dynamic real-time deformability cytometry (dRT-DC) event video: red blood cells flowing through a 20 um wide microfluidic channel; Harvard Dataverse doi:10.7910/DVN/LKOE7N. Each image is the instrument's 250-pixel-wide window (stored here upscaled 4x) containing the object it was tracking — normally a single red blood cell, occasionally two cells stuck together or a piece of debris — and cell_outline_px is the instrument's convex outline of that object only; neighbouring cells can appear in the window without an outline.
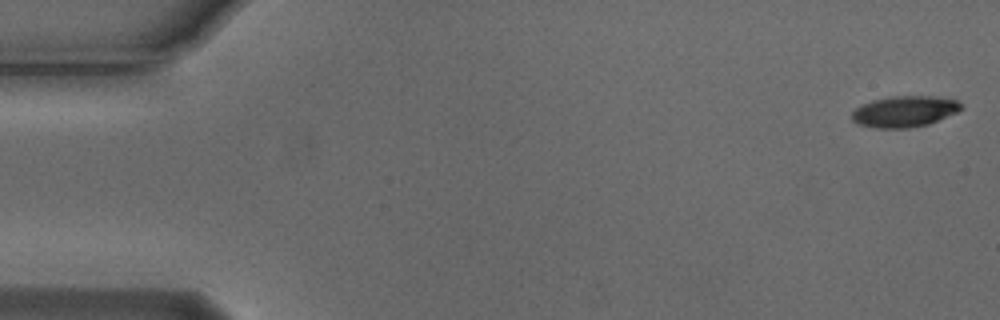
{"species": "Egyptian fruit bat (a non-hibernating species)", "species_latin": "Rousettus aegyptiacus", "temperature_condition": "cold", "stored_images_in_passage": 5, "camera_frame_rate_fps": 3000, "um_per_image_px": 0.085, "animal": {"sex": "male"}, "frame": {"image": 1, "passage_image": 1, "time_ms": 0.0, "image_size_px": [1000, 320], "cell_outline_px": [[964, 108], [956, 112], [928, 124], [908, 128], [876, 128], [860, 124], [852, 120], [852, 112], [856, 108], [872, 100], [892, 96], [932, 96], [956, 100]], "centroid_in_image_um": [76.87, 9.47], "position_along_channel_um": 8.1, "area_um2": 19.54}}
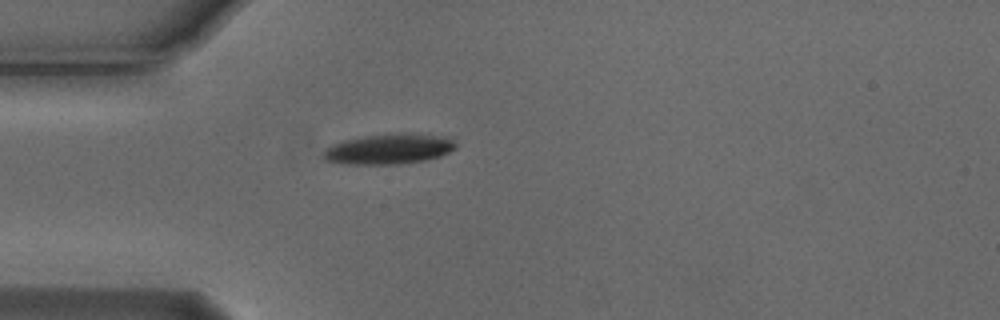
{"frame": {"image": 2, "passage_image": 5, "time_ms": 1.333, "image_size_px": [1000, 320], "cell_outline_px": [[456, 148], [440, 156], [424, 160], [400, 164], [344, 164], [324, 160], [324, 152], [332, 144], [344, 140], [364, 136], [392, 132], [400, 132], [448, 136], [456, 144]], "centroid_in_image_um": [33.08, 12.64], "position_along_channel_um": 51.9, "area_um2": 23.58}}